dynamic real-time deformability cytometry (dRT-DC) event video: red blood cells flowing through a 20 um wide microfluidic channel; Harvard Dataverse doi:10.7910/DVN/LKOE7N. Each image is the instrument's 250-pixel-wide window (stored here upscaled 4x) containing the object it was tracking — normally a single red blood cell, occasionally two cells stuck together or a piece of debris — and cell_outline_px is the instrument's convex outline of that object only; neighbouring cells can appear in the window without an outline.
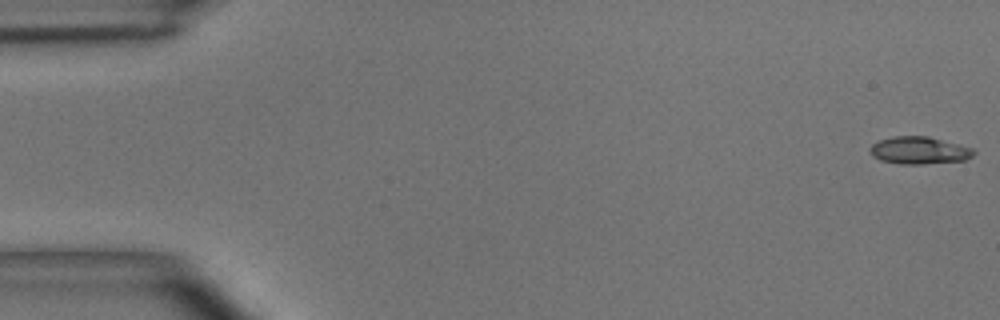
{"species": "common noctule bat (a hibernating species)", "species_latin": "Nyctalus noctula", "temperature_condition": "room temperature", "stored_images_in_passage": 50, "camera_frame_rate_fps": 3000, "um_per_image_px": 0.085, "animal": {"sex": "male", "body_mass_g": 15.6}, "frame": {"image": 1, "passage_image": 1, "time_ms": 0.0, "image_size_px": [1000, 320], "cell_outline_px": [[976, 152], [972, 156], [964, 160], [924, 164], [900, 164], [880, 160], [872, 156], [868, 148], [872, 144], [880, 140], [892, 136], [928, 136], [972, 148]], "centroid_in_image_um": [78.09, 12.78], "position_along_channel_um": 6.9, "area_um2": 16.53}}
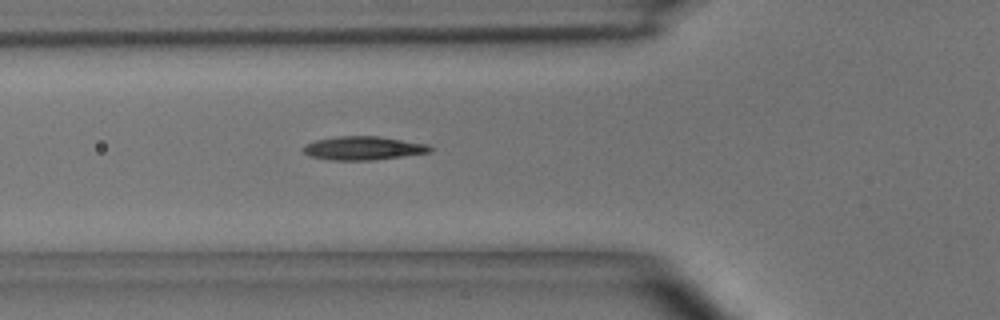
{"frame": {"image": 2, "passage_image": 18, "time_ms": 5.667, "image_size_px": [1000, 320], "cell_outline_px": [[432, 152], [372, 160], [328, 160], [308, 156], [304, 152], [304, 144], [316, 140], [336, 136], [380, 136], [428, 144], [432, 148]], "centroid_in_image_um": [30.87, 12.59], "position_along_channel_um": 94.9, "area_um2": 17.51}}
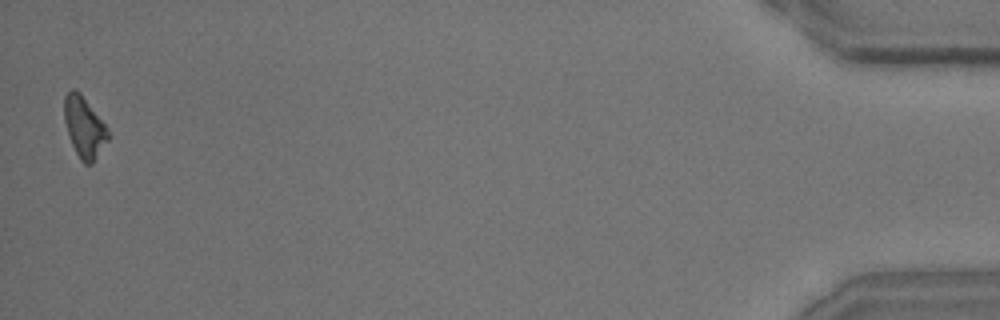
{"frame": {"image": 3, "passage_image": 50, "time_ms": 16.333, "image_size_px": [1000, 320], "cell_outline_px": [[108, 140], [92, 164], [84, 164], [80, 160], [72, 144], [64, 120], [64, 96], [72, 88], [80, 92], [108, 128]], "centroid_in_image_um": [7.15, 10.8], "position_along_channel_um": 428.0, "area_um2": 15.37}, "authors_computed_cell_mechanics": {"area_um2": 16.2129, "velocity_mm_per_s": 3.9632, "shape_relaxation_time_tau1_ms": 3.7258, "shape_relaxation_time_tau2_ms": 9.6361, "deformation_change_tau1": 0.1646, "deformation_change_tau2": 0.2011}}